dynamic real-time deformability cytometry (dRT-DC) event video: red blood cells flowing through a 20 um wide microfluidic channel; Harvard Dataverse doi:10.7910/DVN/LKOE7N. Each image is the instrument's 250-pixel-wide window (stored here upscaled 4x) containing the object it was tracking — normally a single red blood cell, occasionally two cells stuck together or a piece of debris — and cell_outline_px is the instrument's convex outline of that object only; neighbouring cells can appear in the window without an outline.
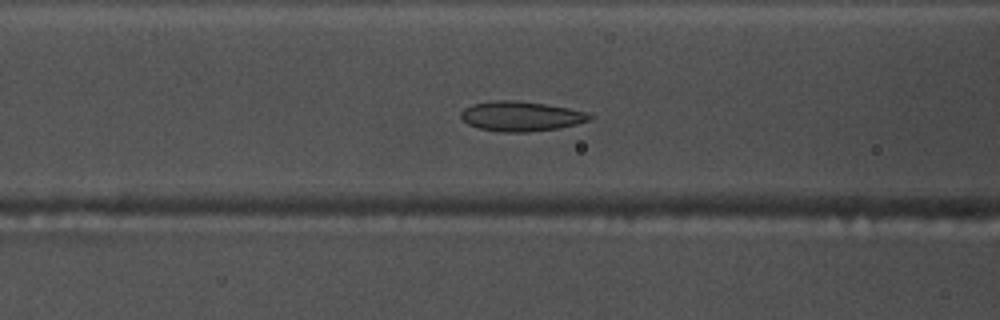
{"species": "common noctule bat (a hibernating species)", "species_latin": "Nyctalus noctula", "temperature_condition": "warm", "stored_images_in_passage": 38, "camera_frame_rate_fps": 3000, "um_per_image_px": 0.085, "animal": {"sex": "male", "body_mass_g": 17.5, "forearm_length_mm": 52.3}, "frame": {"image": 1, "passage_image": 6, "time_ms": 1.667, "image_size_px": [1000, 320], "cell_outline_px": [[592, 116], [588, 120], [576, 124], [556, 128], [528, 132], [500, 132], [480, 128], [468, 124], [460, 120], [460, 112], [464, 108], [472, 104], [496, 100], [516, 100], [544, 104], [568, 108], [588, 112]], "centroid_in_image_um": [44.22, 9.88], "position_along_channel_um": 122.4, "area_um2": 22.31}}
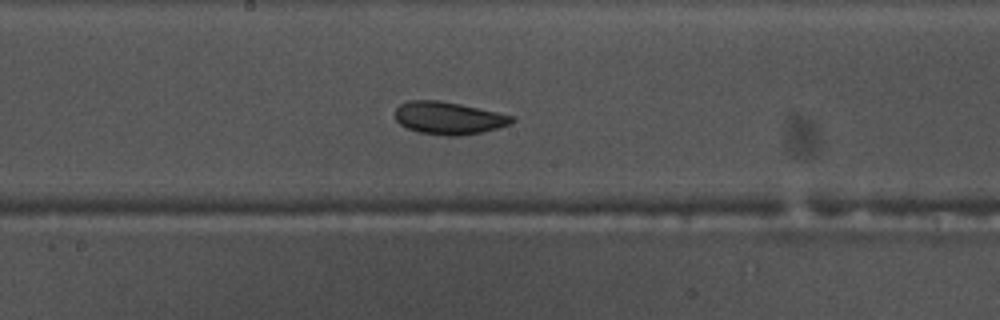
{"frame": {"image": 2, "passage_image": 13, "time_ms": 4.0, "image_size_px": [1000, 320], "cell_outline_px": [[516, 120], [512, 124], [480, 132], [456, 136], [444, 136], [416, 132], [400, 124], [396, 120], [396, 108], [400, 104], [408, 100], [440, 100], [460, 104], [516, 116]], "centroid_in_image_um": [38.14, 10.03], "position_along_channel_um": 210.1, "area_um2": 22.25}}
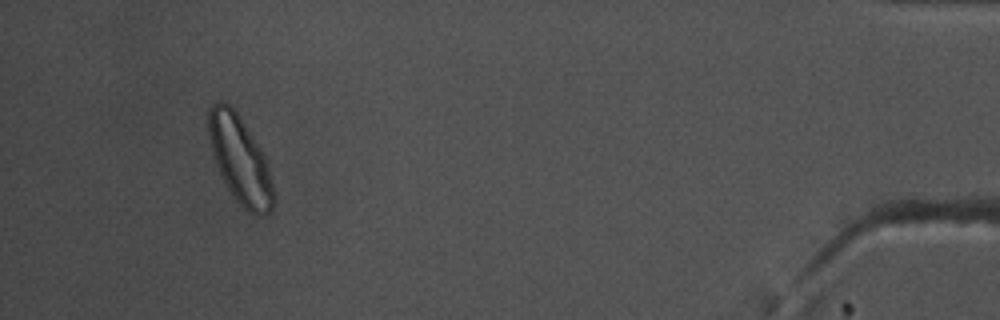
{"frame": {"image": 3, "passage_image": 35, "time_ms": 11.333, "image_size_px": [1000, 320], "cell_outline_px": [[276, 200], [272, 208], [264, 216], [256, 216], [248, 212], [236, 200], [228, 188], [216, 164], [212, 152], [208, 132], [208, 108], [216, 100], [228, 104], [236, 112], [260, 148], [264, 156], [268, 168], [276, 196]], "centroid_in_image_um": [20.41, 13.62], "position_along_channel_um": 414.8, "area_um2": 32.77}, "authors_computed_cell_mechanics": {"area_um2": 22.3108, "velocity_mm_per_s": 3.778, "shape_relaxation_time_tau1_ms": null, "shape_relaxation_time_tau2_ms": 4.0313, "deformation_change_tau1": null, "deformation_change_tau2": 0.0854}}